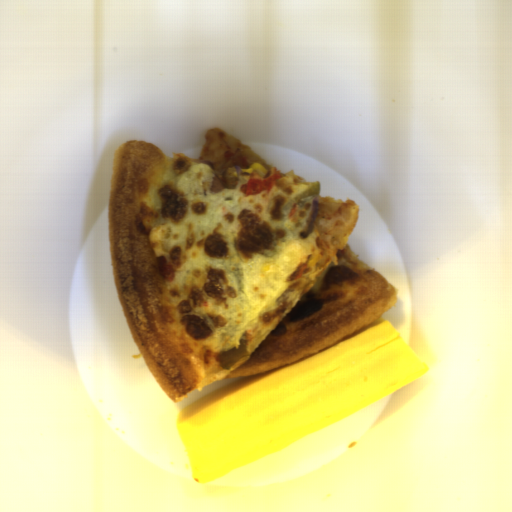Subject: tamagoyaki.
I'll return each mask as SVG.
<instances>
[{
  "label": "tamagoyaki",
  "mask_w": 512,
  "mask_h": 512,
  "mask_svg": "<svg viewBox=\"0 0 512 512\" xmlns=\"http://www.w3.org/2000/svg\"><path fill=\"white\" fill-rule=\"evenodd\" d=\"M380 317L311 355L214 389L178 411L195 482L218 480L353 414L429 371Z\"/></svg>",
  "instance_id": "1"
}]
</instances>
